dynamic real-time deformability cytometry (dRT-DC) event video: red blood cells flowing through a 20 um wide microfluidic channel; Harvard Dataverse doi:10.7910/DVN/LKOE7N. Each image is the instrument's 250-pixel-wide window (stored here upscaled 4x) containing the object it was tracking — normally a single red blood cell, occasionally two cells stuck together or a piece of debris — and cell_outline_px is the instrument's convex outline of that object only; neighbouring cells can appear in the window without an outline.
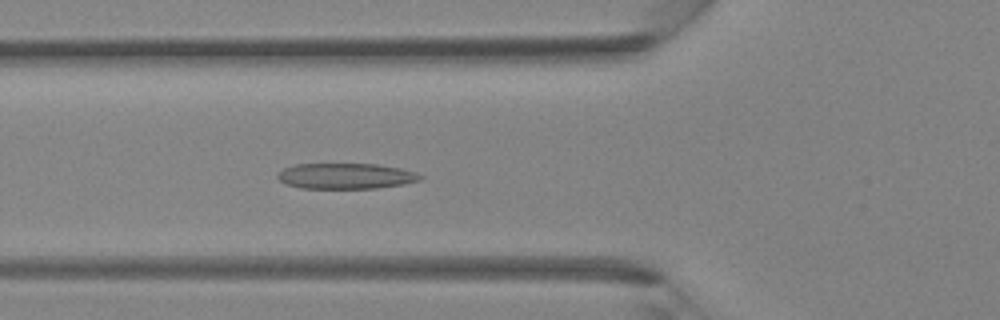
{"species": "Egyptian fruit bat (a non-hibernating species)", "species_latin": "Rousettus aegyptiacus", "temperature_condition": "room temperature", "stored_images_in_passage": 35, "segment_of_instrument_passage": [1, 2], "camera_frame_rate_fps": 3000, "um_per_image_px": 0.085, "animal": {"sex": "female"}, "frame": {"image": 1, "passage_image": 7, "time_ms": 2.0, "image_size_px": [1000, 320], "cell_outline_px": [[424, 176], [420, 180], [404, 184], [376, 188], [300, 188], [284, 184], [276, 176], [284, 168], [296, 164], [376, 164], [400, 168], [416, 172]], "centroid_in_image_um": [29.4, 14.96], "position_along_channel_um": 96.4, "area_um2": 21.33}}
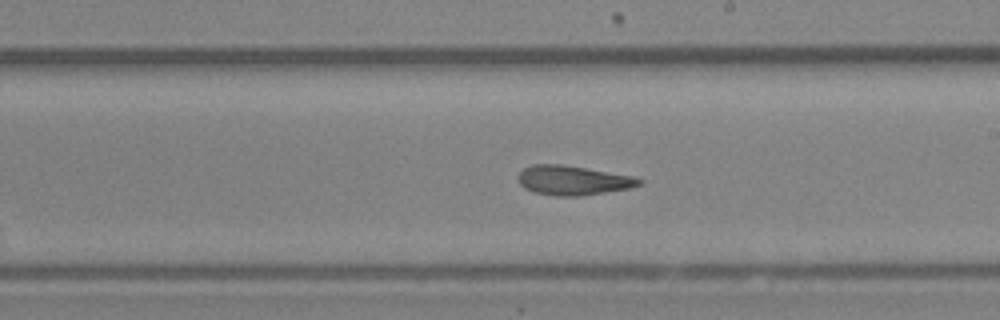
{"frame": {"image": 2, "passage_image": 16, "time_ms": 5.0, "image_size_px": [1000, 320], "cell_outline_px": [[644, 180], [640, 184], [628, 188], [580, 196], [556, 196], [532, 192], [524, 188], [520, 184], [516, 176], [524, 168], [532, 164], [564, 164], [632, 176]], "centroid_in_image_um": [48.64, 15.32], "position_along_channel_um": 240.4, "area_um2": 20.75}}
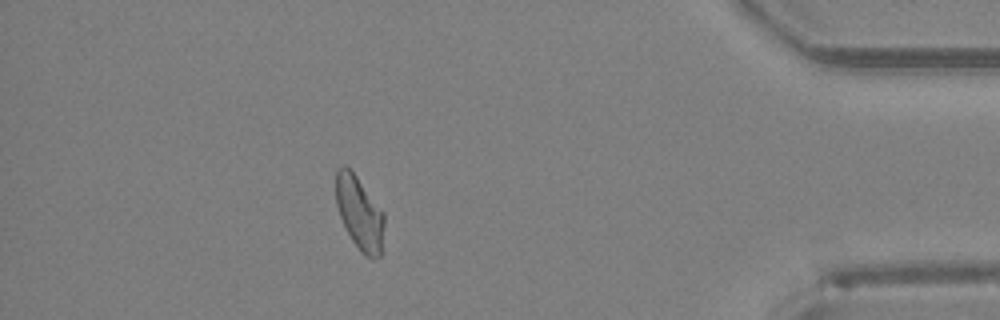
{"frame": {"image": 3, "passage_image": 29, "time_ms": 9.333, "image_size_px": [1000, 320], "cell_outline_px": [[384, 224], [380, 256], [372, 260], [364, 256], [360, 252], [352, 240], [340, 216], [336, 204], [336, 168], [344, 164], [356, 176], [384, 212]], "centroid_in_image_um": [30.56, 18.13], "position_along_channel_um": 404.6, "area_um2": 20.58}}